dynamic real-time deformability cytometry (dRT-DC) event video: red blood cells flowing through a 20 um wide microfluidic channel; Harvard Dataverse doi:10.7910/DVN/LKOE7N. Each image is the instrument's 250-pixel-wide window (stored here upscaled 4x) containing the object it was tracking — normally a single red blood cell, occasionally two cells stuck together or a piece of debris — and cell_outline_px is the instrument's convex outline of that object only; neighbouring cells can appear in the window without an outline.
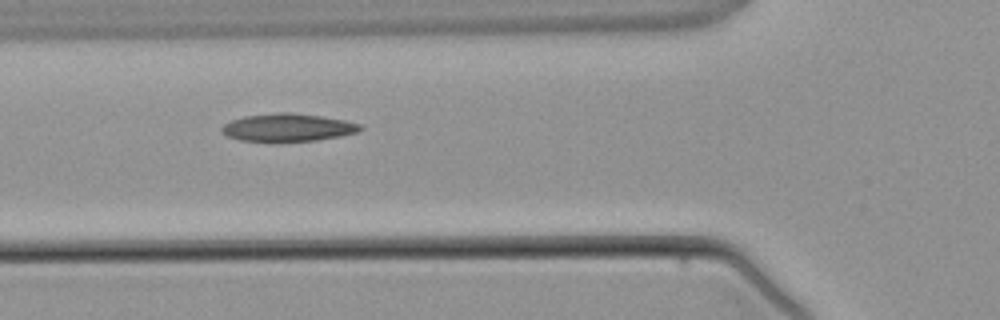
{"species": "common noctule bat (a hibernating species)", "species_latin": "Nyctalus noctula", "temperature_condition": "warm", "stored_images_in_passage": 4, "camera_frame_rate_fps": 3000, "um_per_image_px": 0.085, "animal": {"sex": "male", "body_mass_g": 21.5, "forearm_length_mm": 52.0}, "frame": {"image": 1, "passage_image": 4, "time_ms": 3.667, "image_size_px": [1000, 320], "cell_outline_px": [[364, 128], [356, 132], [340, 136], [316, 140], [240, 140], [228, 136], [220, 132], [220, 128], [224, 124], [232, 120], [244, 116], [276, 112], [288, 112], [320, 116], [344, 120], [360, 124]], "centroid_in_image_um": [24.45, 10.81], "position_along_channel_um": 101.4, "area_um2": 21.96}}